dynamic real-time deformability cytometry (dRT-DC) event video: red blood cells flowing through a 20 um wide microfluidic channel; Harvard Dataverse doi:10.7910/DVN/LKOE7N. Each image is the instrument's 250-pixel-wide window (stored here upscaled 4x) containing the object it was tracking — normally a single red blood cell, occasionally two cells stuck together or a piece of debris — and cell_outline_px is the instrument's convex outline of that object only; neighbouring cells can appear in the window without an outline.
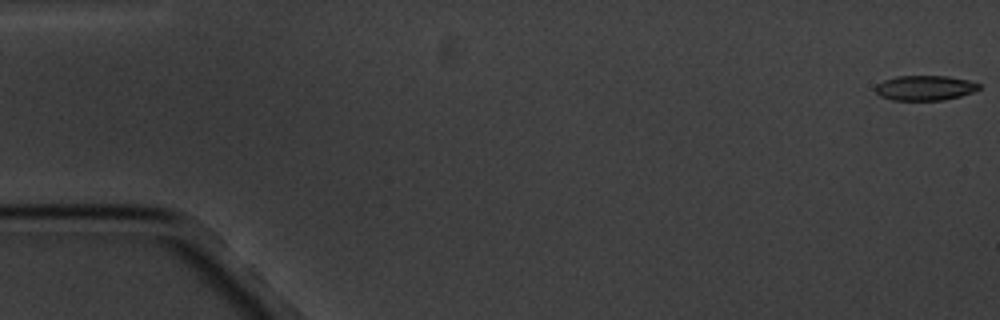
{"species": "common noctule bat (a hibernating species)", "species_latin": "Nyctalus noctula", "temperature_condition": "cold", "stored_images_in_passage": 6, "camera_frame_rate_fps": 3000, "um_per_image_px": 0.085, "animal": {"sex": "male", "body_mass_g": 20.1, "forearm_length_mm": 53.5}, "frame": {"image": 1, "passage_image": 1, "time_ms": 0.0, "image_size_px": [1000, 320], "cell_outline_px": [[980, 88], [972, 92], [960, 96], [944, 100], [892, 100], [880, 96], [876, 92], [876, 84], [884, 80], [896, 76], [948, 76], [968, 80], [980, 84]], "centroid_in_image_um": [78.61, 7.47], "position_along_channel_um": 6.4, "area_um2": 15.03}}
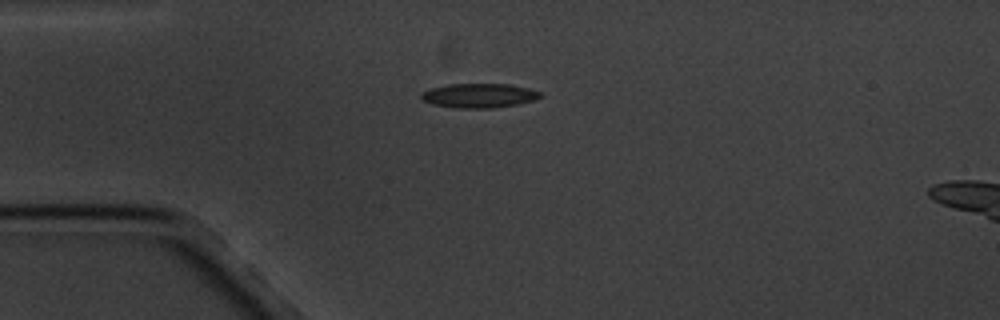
{"frame": {"image": 2, "passage_image": 4, "time_ms": 4.667, "image_size_px": [1000, 320], "cell_outline_px": [[544, 96], [532, 100], [516, 104], [492, 108], [452, 108], [432, 104], [424, 100], [420, 96], [424, 92], [432, 88], [448, 84], [508, 84], [528, 88], [540, 92]], "centroid_in_image_um": [40.72, 8.13], "position_along_channel_um": 44.3, "area_um2": 16.7}}
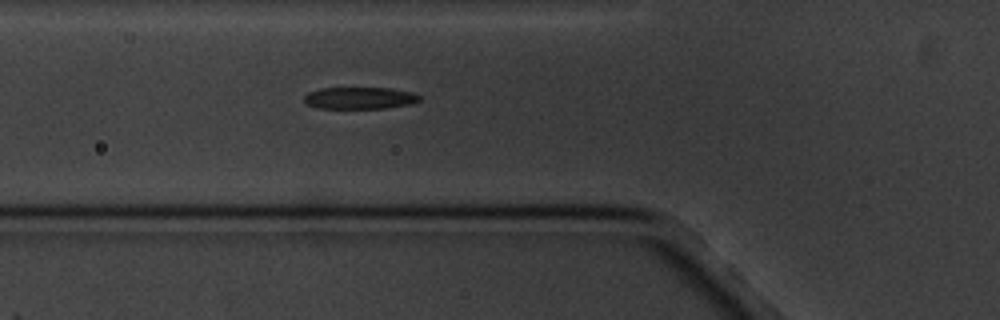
{"frame": {"image": 3, "passage_image": 6, "time_ms": 6.667, "image_size_px": [1000, 320], "cell_outline_px": [[420, 100], [412, 104], [384, 108], [316, 108], [308, 104], [304, 100], [304, 96], [308, 92], [320, 88], [392, 88], [412, 92], [420, 96]], "centroid_in_image_um": [30.58, 8.33], "position_along_channel_um": 95.2, "area_um2": 14.74}}